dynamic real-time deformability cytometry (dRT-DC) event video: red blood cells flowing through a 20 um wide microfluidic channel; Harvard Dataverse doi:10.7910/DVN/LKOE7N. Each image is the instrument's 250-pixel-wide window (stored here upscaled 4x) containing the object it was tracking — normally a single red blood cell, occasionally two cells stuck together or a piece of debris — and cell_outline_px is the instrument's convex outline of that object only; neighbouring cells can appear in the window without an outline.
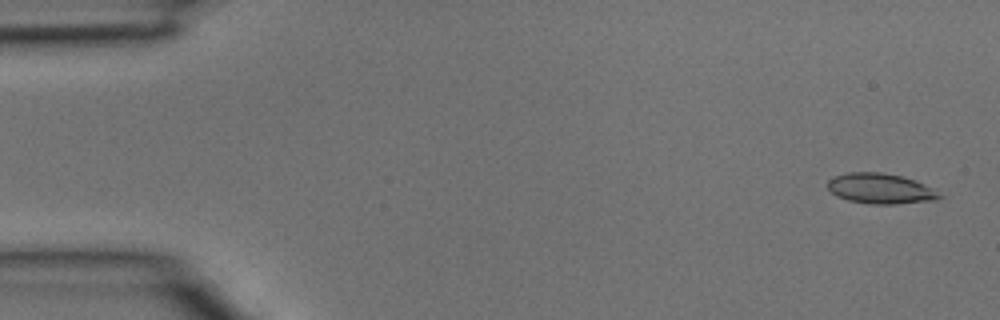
{"species": "common noctule bat (a hibernating species)", "species_latin": "Nyctalus noctula", "temperature_condition": "room temperature", "stored_images_in_passage": 38, "camera_frame_rate_fps": 3000, "um_per_image_px": 0.085, "animal": {"sex": "male", "body_mass_g": 15.6}, "frame": {"image": 1, "passage_image": 2, "time_ms": 0.333, "image_size_px": [1000, 320], "cell_outline_px": [[944, 196], [936, 200], [896, 204], [868, 204], [848, 200], [836, 196], [828, 188], [828, 180], [832, 176], [848, 172], [880, 172], [900, 176], [924, 184], [932, 188]], "centroid_in_image_um": [74.82, 16.04], "position_along_channel_um": 10.2, "area_um2": 19.77}}
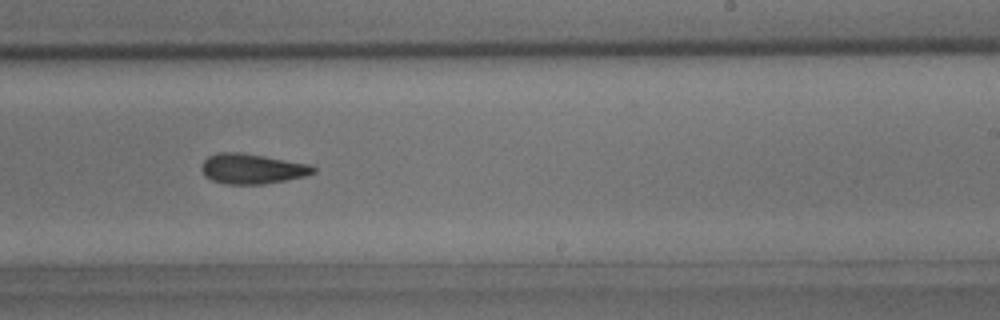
{"frame": {"image": 2, "passage_image": 24, "time_ms": 7.667, "image_size_px": [1000, 320], "cell_outline_px": [[316, 172], [304, 176], [264, 184], [228, 184], [212, 180], [204, 176], [200, 168], [204, 160], [208, 156], [220, 152], [240, 152], [312, 164], [316, 168]], "centroid_in_image_um": [21.43, 14.34], "position_along_channel_um": 267.6, "area_um2": 19.65}}
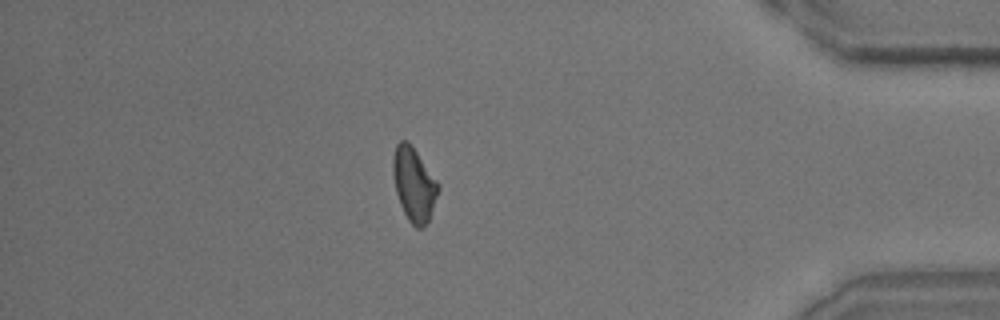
{"frame": {"image": 3, "passage_image": 34, "time_ms": 11.0, "image_size_px": [1000, 320], "cell_outline_px": [[440, 188], [428, 220], [420, 228], [416, 228], [408, 220], [404, 212], [396, 192], [392, 172], [392, 160], [396, 144], [400, 140], [408, 140], [440, 184]], "centroid_in_image_um": [35.17, 15.62], "position_along_channel_um": 400.0, "area_um2": 19.31}}